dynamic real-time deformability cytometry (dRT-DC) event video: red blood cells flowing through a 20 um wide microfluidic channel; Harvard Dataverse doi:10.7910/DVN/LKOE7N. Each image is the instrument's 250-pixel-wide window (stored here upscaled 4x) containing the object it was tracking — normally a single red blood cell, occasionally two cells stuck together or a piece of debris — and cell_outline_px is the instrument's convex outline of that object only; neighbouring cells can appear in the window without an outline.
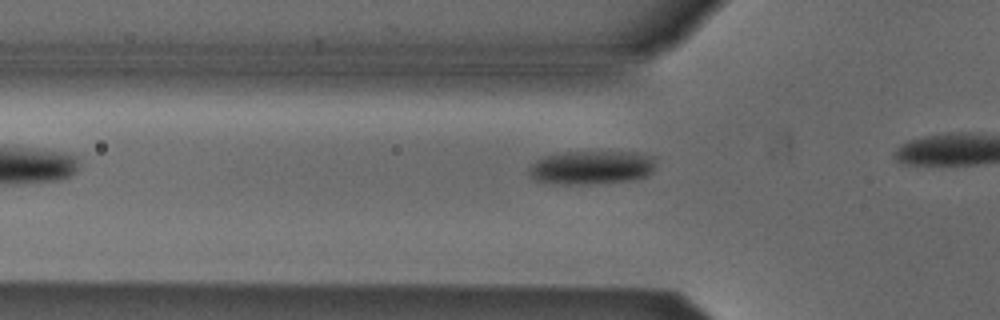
{"species": "Egyptian fruit bat (a non-hibernating species)", "species_latin": "Rousettus aegyptiacus", "temperature_condition": "cold", "stored_images_in_passage": 4, "camera_frame_rate_fps": 3000, "um_per_image_px": 0.085, "animal": {"sex": "male"}, "frame": {"image": 1, "passage_image": 2, "time_ms": 1.333, "image_size_px": [1000, 320], "cell_outline_px": [[656, 156], [652, 172], [648, 176], [628, 180], [592, 184], [552, 184], [536, 180], [528, 172], [528, 168], [536, 160], [544, 156], [564, 152], [636, 152]], "centroid_in_image_um": [50.28, 14.23], "position_along_channel_um": 75.5, "area_um2": 25.03}}
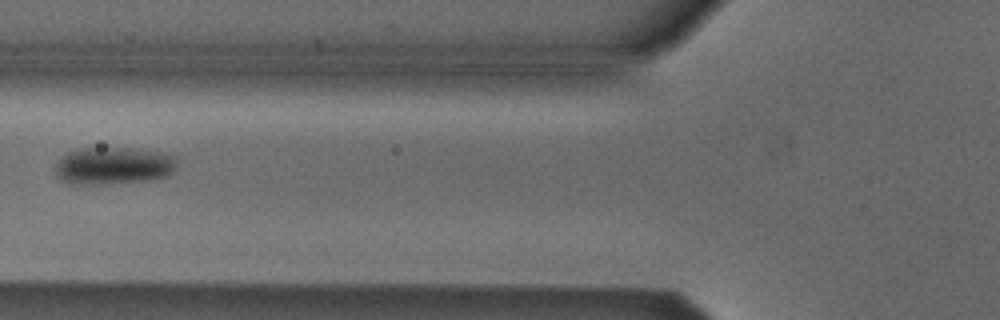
{"frame": {"image": 2, "passage_image": 4, "time_ms": 3.667, "image_size_px": [1000, 320], "cell_outline_px": [[176, 168], [168, 176], [152, 180], [88, 184], [72, 184], [60, 180], [56, 176], [56, 164], [68, 152], [80, 148], [128, 148], [160, 152], [176, 156]], "centroid_in_image_um": [9.66, 14.09], "position_along_channel_um": 116.1, "area_um2": 26.36}}